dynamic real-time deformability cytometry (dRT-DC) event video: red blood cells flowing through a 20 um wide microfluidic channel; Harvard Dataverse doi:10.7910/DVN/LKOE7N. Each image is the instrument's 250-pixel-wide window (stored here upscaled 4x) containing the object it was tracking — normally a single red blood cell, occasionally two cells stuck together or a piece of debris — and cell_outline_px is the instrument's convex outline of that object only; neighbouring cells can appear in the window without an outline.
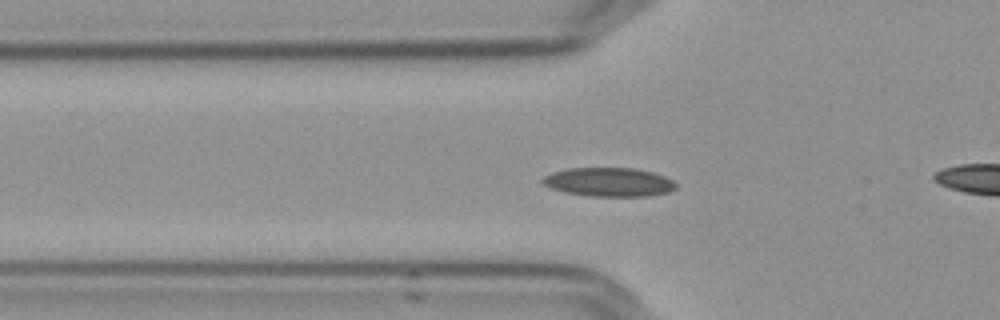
{"species": "Egyptian fruit bat (a non-hibernating species)", "species_latin": "Rousettus aegyptiacus", "temperature_condition": "cold", "stored_images_in_passage": 56, "camera_frame_rate_fps": 3000, "um_per_image_px": 0.085, "frame": {"image": 1, "passage_image": 18, "time_ms": 5.667, "image_size_px": [1000, 320], "cell_outline_px": [[676, 188], [668, 192], [648, 196], [592, 196], [564, 192], [552, 188], [544, 184], [540, 180], [544, 176], [552, 172], [568, 168], [632, 168], [652, 172], [664, 176], [672, 180], [676, 184]], "centroid_in_image_um": [51.75, 15.47], "position_along_channel_um": 74.1, "area_um2": 22.31}}
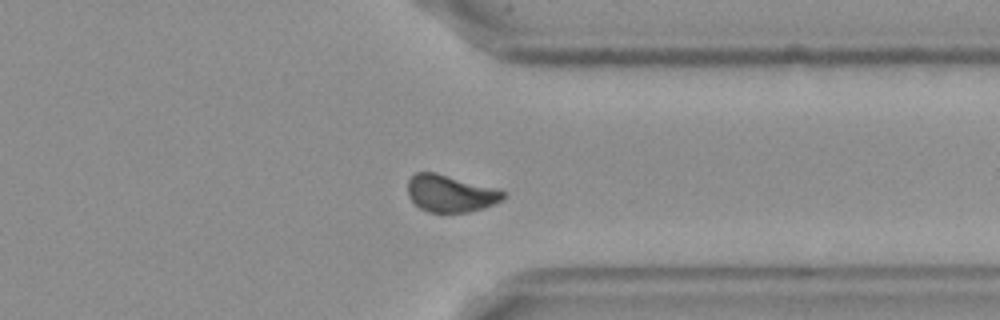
{"frame": {"image": 2, "passage_image": 43, "time_ms": 14.0, "image_size_px": [1000, 320], "cell_outline_px": [[508, 192], [504, 200], [484, 208], [468, 212], [428, 212], [420, 208], [408, 196], [408, 180], [416, 172], [436, 172], [500, 188]], "centroid_in_image_um": [38.36, 16.43], "position_along_channel_um": 373.0, "area_um2": 21.1}}
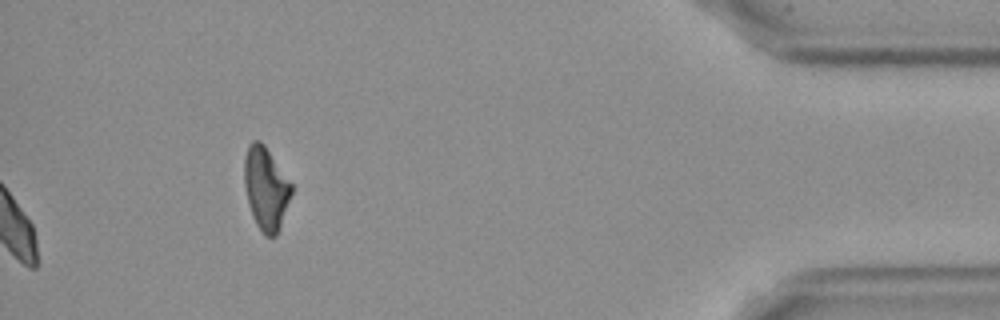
{"frame": {"image": 3, "passage_image": 56, "time_ms": 18.333, "image_size_px": [1000, 320], "cell_outline_px": [[292, 192], [276, 236], [264, 236], [256, 224], [252, 216], [248, 204], [244, 184], [244, 160], [248, 144], [252, 140], [260, 140], [264, 144], [292, 184]], "centroid_in_image_um": [22.57, 16.0], "position_along_channel_um": 412.6, "area_um2": 22.66}, "authors_computed_cell_mechanics": {"area_um2": 21.097, "velocity_mm_per_s": 3.5941, "shape_relaxation_time_tau1_ms": 5.6462, "shape_relaxation_time_tau2_ms": 4.7759, "deformation_change_tau1": 0.0968, "deformation_change_tau2": 0.0747}}